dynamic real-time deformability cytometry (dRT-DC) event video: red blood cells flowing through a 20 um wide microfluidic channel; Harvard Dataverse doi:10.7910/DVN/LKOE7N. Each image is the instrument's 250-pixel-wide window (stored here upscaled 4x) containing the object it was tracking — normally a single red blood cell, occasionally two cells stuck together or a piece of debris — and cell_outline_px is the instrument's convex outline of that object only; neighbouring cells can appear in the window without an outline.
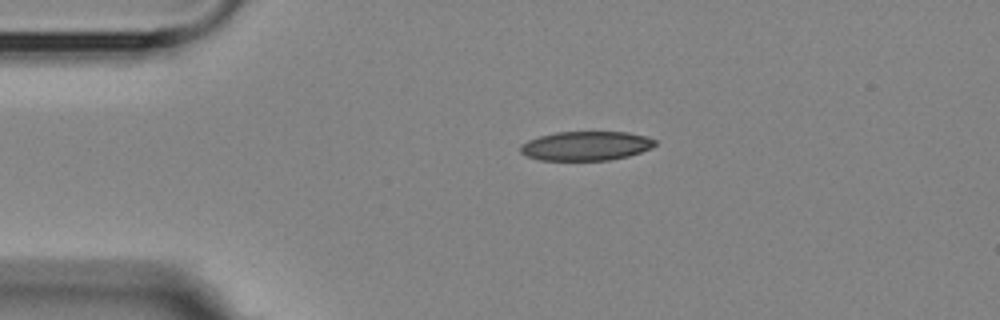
{"species": "Egyptian fruit bat (a non-hibernating species)", "species_latin": "Rousettus aegyptiacus", "temperature_condition": "room temperature", "stored_images_in_passage": 2, "camera_frame_rate_fps": 3000, "um_per_image_px": 0.085, "animal": {"sex": "female"}, "frame": {"image": 1, "passage_image": 1, "time_ms": 0.0, "image_size_px": [1000, 320], "cell_outline_px": [[656, 144], [652, 148], [628, 156], [608, 160], [540, 160], [528, 156], [520, 152], [520, 144], [528, 140], [540, 136], [556, 132], [628, 132], [644, 136], [656, 140]], "centroid_in_image_um": [49.8, 12.4], "position_along_channel_um": 35.2, "area_um2": 22.83}}